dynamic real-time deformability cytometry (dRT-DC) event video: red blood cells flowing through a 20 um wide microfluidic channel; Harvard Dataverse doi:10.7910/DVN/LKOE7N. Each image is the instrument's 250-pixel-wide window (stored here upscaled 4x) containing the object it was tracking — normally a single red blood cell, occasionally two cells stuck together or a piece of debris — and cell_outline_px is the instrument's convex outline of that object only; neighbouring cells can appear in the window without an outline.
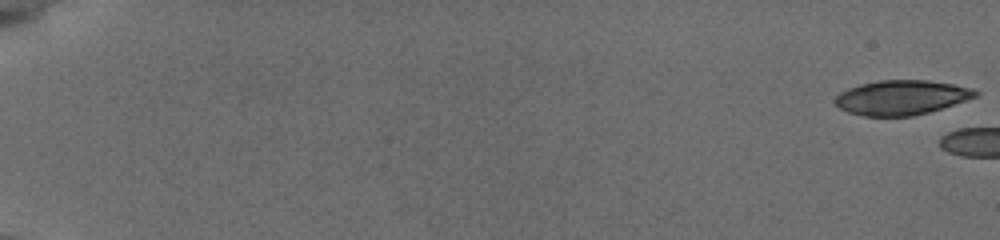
{"species": "common noctule bat (a hibernating species)", "species_latin": "Nyctalus noctula", "temperature_condition": "cold", "stored_images_in_passage": 6, "camera_frame_rate_fps": 3000, "um_per_image_px": 0.085, "animal": {"sex": "female", "body_mass_g": 19.5, "forearm_length_mm": 54.1}, "frame": {"image": 1, "passage_image": 1, "time_ms": 0.0, "image_size_px": [1000, 240], "cell_outline_px": [[980, 92], [976, 96], [928, 112], [912, 116], [864, 116], [848, 112], [840, 108], [836, 104], [836, 96], [840, 92], [864, 84], [880, 80], [928, 80], [952, 84], [972, 88]], "centroid_in_image_um": [76.63, 8.29], "position_along_channel_um": 8.4, "area_um2": 27.74}}